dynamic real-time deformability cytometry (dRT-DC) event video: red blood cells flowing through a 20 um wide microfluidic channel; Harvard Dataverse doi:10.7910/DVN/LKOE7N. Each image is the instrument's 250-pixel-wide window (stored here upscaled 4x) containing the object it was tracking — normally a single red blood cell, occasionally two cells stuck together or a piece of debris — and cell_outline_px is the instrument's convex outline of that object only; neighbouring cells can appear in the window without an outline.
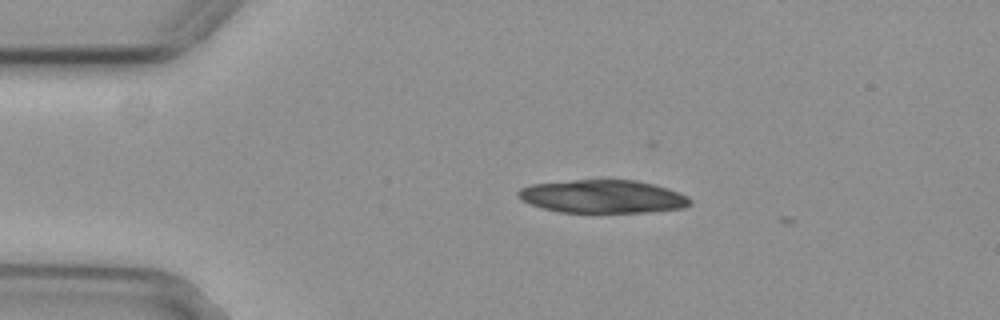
{"species": "common noctule bat (a hibernating species)", "species_latin": "Nyctalus noctula", "temperature_condition": "cold", "stored_images_in_passage": 5, "camera_frame_rate_fps": 3000, "um_per_image_px": 0.085, "animal": {"sex": "female", "body_mass_g": 29.2, "forearm_length_mm": 56.3}, "frame": {"image": 1, "passage_image": 1, "time_ms": 0.0, "image_size_px": [1000, 320], "cell_outline_px": [[692, 204], [684, 208], [648, 212], [560, 212], [544, 208], [520, 200], [516, 192], [520, 188], [532, 184], [572, 180], [636, 180], [668, 188], [680, 192], [688, 196], [692, 200]], "centroid_in_image_um": [51.26, 16.7], "position_along_channel_um": 33.7, "area_um2": 33.23}}